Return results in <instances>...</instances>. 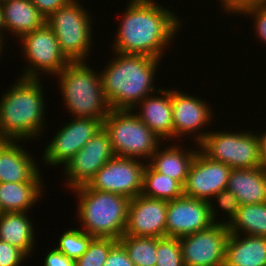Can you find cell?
I'll return each instance as SVG.
<instances>
[{
  "label": "cell",
  "mask_w": 266,
  "mask_h": 266,
  "mask_svg": "<svg viewBox=\"0 0 266 266\" xmlns=\"http://www.w3.org/2000/svg\"><path fill=\"white\" fill-rule=\"evenodd\" d=\"M117 243L116 239L93 238L86 252L75 260V266H103L109 252Z\"/></svg>",
  "instance_id": "cell-30"
},
{
  "label": "cell",
  "mask_w": 266,
  "mask_h": 266,
  "mask_svg": "<svg viewBox=\"0 0 266 266\" xmlns=\"http://www.w3.org/2000/svg\"><path fill=\"white\" fill-rule=\"evenodd\" d=\"M244 15H249L255 23L254 28L257 39L266 44V3L260 5H253L243 9L240 13Z\"/></svg>",
  "instance_id": "cell-33"
},
{
  "label": "cell",
  "mask_w": 266,
  "mask_h": 266,
  "mask_svg": "<svg viewBox=\"0 0 266 266\" xmlns=\"http://www.w3.org/2000/svg\"><path fill=\"white\" fill-rule=\"evenodd\" d=\"M33 5L47 18L71 0H31Z\"/></svg>",
  "instance_id": "cell-37"
},
{
  "label": "cell",
  "mask_w": 266,
  "mask_h": 266,
  "mask_svg": "<svg viewBox=\"0 0 266 266\" xmlns=\"http://www.w3.org/2000/svg\"><path fill=\"white\" fill-rule=\"evenodd\" d=\"M257 140L259 142V163L258 168L262 174L266 177V131L262 134L256 133Z\"/></svg>",
  "instance_id": "cell-39"
},
{
  "label": "cell",
  "mask_w": 266,
  "mask_h": 266,
  "mask_svg": "<svg viewBox=\"0 0 266 266\" xmlns=\"http://www.w3.org/2000/svg\"><path fill=\"white\" fill-rule=\"evenodd\" d=\"M168 145L164 150H156L150 158L148 164L157 172L167 175L170 178L177 180L184 186L189 168L194 160L197 149L189 148L182 150L181 145Z\"/></svg>",
  "instance_id": "cell-23"
},
{
  "label": "cell",
  "mask_w": 266,
  "mask_h": 266,
  "mask_svg": "<svg viewBox=\"0 0 266 266\" xmlns=\"http://www.w3.org/2000/svg\"><path fill=\"white\" fill-rule=\"evenodd\" d=\"M224 266H266V237L230 233Z\"/></svg>",
  "instance_id": "cell-21"
},
{
  "label": "cell",
  "mask_w": 266,
  "mask_h": 266,
  "mask_svg": "<svg viewBox=\"0 0 266 266\" xmlns=\"http://www.w3.org/2000/svg\"><path fill=\"white\" fill-rule=\"evenodd\" d=\"M221 2L222 10L229 14L230 12L233 14L240 13L243 9L253 6L260 5L266 3V0H219Z\"/></svg>",
  "instance_id": "cell-36"
},
{
  "label": "cell",
  "mask_w": 266,
  "mask_h": 266,
  "mask_svg": "<svg viewBox=\"0 0 266 266\" xmlns=\"http://www.w3.org/2000/svg\"><path fill=\"white\" fill-rule=\"evenodd\" d=\"M103 266H135L129 259L126 249L118 242L109 252Z\"/></svg>",
  "instance_id": "cell-35"
},
{
  "label": "cell",
  "mask_w": 266,
  "mask_h": 266,
  "mask_svg": "<svg viewBox=\"0 0 266 266\" xmlns=\"http://www.w3.org/2000/svg\"><path fill=\"white\" fill-rule=\"evenodd\" d=\"M171 97L173 140H178L179 137L181 138L186 134V136L191 134L194 135L195 141L198 144L208 133L206 129L204 133L201 132V129H203L202 127L204 126L206 127L207 123L209 125V121L213 118L212 108L210 109V105L206 104L205 100L203 101L185 92L171 90Z\"/></svg>",
  "instance_id": "cell-17"
},
{
  "label": "cell",
  "mask_w": 266,
  "mask_h": 266,
  "mask_svg": "<svg viewBox=\"0 0 266 266\" xmlns=\"http://www.w3.org/2000/svg\"><path fill=\"white\" fill-rule=\"evenodd\" d=\"M227 189L236 195L241 206L266 202V177L258 167L232 169Z\"/></svg>",
  "instance_id": "cell-22"
},
{
  "label": "cell",
  "mask_w": 266,
  "mask_h": 266,
  "mask_svg": "<svg viewBox=\"0 0 266 266\" xmlns=\"http://www.w3.org/2000/svg\"><path fill=\"white\" fill-rule=\"evenodd\" d=\"M141 194L149 198L170 201L183 196V186L177 180L155 171L146 162Z\"/></svg>",
  "instance_id": "cell-27"
},
{
  "label": "cell",
  "mask_w": 266,
  "mask_h": 266,
  "mask_svg": "<svg viewBox=\"0 0 266 266\" xmlns=\"http://www.w3.org/2000/svg\"><path fill=\"white\" fill-rule=\"evenodd\" d=\"M197 146L208 158L224 163L231 169L258 167L259 142L251 131H209Z\"/></svg>",
  "instance_id": "cell-8"
},
{
  "label": "cell",
  "mask_w": 266,
  "mask_h": 266,
  "mask_svg": "<svg viewBox=\"0 0 266 266\" xmlns=\"http://www.w3.org/2000/svg\"><path fill=\"white\" fill-rule=\"evenodd\" d=\"M159 95H149L140 101L132 110L137 107V117L147 125L161 140H173V117L171 89H158Z\"/></svg>",
  "instance_id": "cell-18"
},
{
  "label": "cell",
  "mask_w": 266,
  "mask_h": 266,
  "mask_svg": "<svg viewBox=\"0 0 266 266\" xmlns=\"http://www.w3.org/2000/svg\"><path fill=\"white\" fill-rule=\"evenodd\" d=\"M20 40L24 58L28 61V67L21 77L41 79V72L57 76L70 63L60 50L55 33L47 24L24 34Z\"/></svg>",
  "instance_id": "cell-9"
},
{
  "label": "cell",
  "mask_w": 266,
  "mask_h": 266,
  "mask_svg": "<svg viewBox=\"0 0 266 266\" xmlns=\"http://www.w3.org/2000/svg\"><path fill=\"white\" fill-rule=\"evenodd\" d=\"M4 39H0V55H1V53H3V51L2 50H4L2 47H3V41ZM1 57V56H0Z\"/></svg>",
  "instance_id": "cell-42"
},
{
  "label": "cell",
  "mask_w": 266,
  "mask_h": 266,
  "mask_svg": "<svg viewBox=\"0 0 266 266\" xmlns=\"http://www.w3.org/2000/svg\"><path fill=\"white\" fill-rule=\"evenodd\" d=\"M85 63L70 62L58 74L64 105L74 118L99 119L103 123L111 109L103 94L101 75Z\"/></svg>",
  "instance_id": "cell-5"
},
{
  "label": "cell",
  "mask_w": 266,
  "mask_h": 266,
  "mask_svg": "<svg viewBox=\"0 0 266 266\" xmlns=\"http://www.w3.org/2000/svg\"><path fill=\"white\" fill-rule=\"evenodd\" d=\"M2 30L5 31V25H4V20H3V11H2L1 4H0V39H5V38H3L4 37L3 36L4 31H2Z\"/></svg>",
  "instance_id": "cell-40"
},
{
  "label": "cell",
  "mask_w": 266,
  "mask_h": 266,
  "mask_svg": "<svg viewBox=\"0 0 266 266\" xmlns=\"http://www.w3.org/2000/svg\"><path fill=\"white\" fill-rule=\"evenodd\" d=\"M215 198H212L211 201L209 202L210 203V215H211V218L213 220L214 223H219V221L216 220V205L212 204L213 200L217 201L220 208H222V211H226V214H228L227 216H229V221L226 220L221 222L220 223H223V224H228L229 222H231L233 220V218L236 216L237 214V211L239 210L240 208V202L238 200V198L236 197V195L230 191L229 189H224L222 191H220L218 194H216L214 196ZM214 207H213V206Z\"/></svg>",
  "instance_id": "cell-32"
},
{
  "label": "cell",
  "mask_w": 266,
  "mask_h": 266,
  "mask_svg": "<svg viewBox=\"0 0 266 266\" xmlns=\"http://www.w3.org/2000/svg\"><path fill=\"white\" fill-rule=\"evenodd\" d=\"M213 224L209 202L184 195L168 201L166 237L181 238L205 230Z\"/></svg>",
  "instance_id": "cell-15"
},
{
  "label": "cell",
  "mask_w": 266,
  "mask_h": 266,
  "mask_svg": "<svg viewBox=\"0 0 266 266\" xmlns=\"http://www.w3.org/2000/svg\"><path fill=\"white\" fill-rule=\"evenodd\" d=\"M26 257L17 247L0 240V266H19Z\"/></svg>",
  "instance_id": "cell-34"
},
{
  "label": "cell",
  "mask_w": 266,
  "mask_h": 266,
  "mask_svg": "<svg viewBox=\"0 0 266 266\" xmlns=\"http://www.w3.org/2000/svg\"><path fill=\"white\" fill-rule=\"evenodd\" d=\"M155 266H184L179 238H157Z\"/></svg>",
  "instance_id": "cell-31"
},
{
  "label": "cell",
  "mask_w": 266,
  "mask_h": 266,
  "mask_svg": "<svg viewBox=\"0 0 266 266\" xmlns=\"http://www.w3.org/2000/svg\"><path fill=\"white\" fill-rule=\"evenodd\" d=\"M230 232L223 223L179 238L184 266H224Z\"/></svg>",
  "instance_id": "cell-11"
},
{
  "label": "cell",
  "mask_w": 266,
  "mask_h": 266,
  "mask_svg": "<svg viewBox=\"0 0 266 266\" xmlns=\"http://www.w3.org/2000/svg\"><path fill=\"white\" fill-rule=\"evenodd\" d=\"M63 233L55 248L74 260L79 259L86 252L89 243L94 238L82 229L71 228Z\"/></svg>",
  "instance_id": "cell-29"
},
{
  "label": "cell",
  "mask_w": 266,
  "mask_h": 266,
  "mask_svg": "<svg viewBox=\"0 0 266 266\" xmlns=\"http://www.w3.org/2000/svg\"><path fill=\"white\" fill-rule=\"evenodd\" d=\"M227 226L232 234L266 237V202L240 206Z\"/></svg>",
  "instance_id": "cell-26"
},
{
  "label": "cell",
  "mask_w": 266,
  "mask_h": 266,
  "mask_svg": "<svg viewBox=\"0 0 266 266\" xmlns=\"http://www.w3.org/2000/svg\"><path fill=\"white\" fill-rule=\"evenodd\" d=\"M133 110H110L103 121L115 156L135 158L145 161L160 146L161 139L145 125ZM144 157V158H143Z\"/></svg>",
  "instance_id": "cell-6"
},
{
  "label": "cell",
  "mask_w": 266,
  "mask_h": 266,
  "mask_svg": "<svg viewBox=\"0 0 266 266\" xmlns=\"http://www.w3.org/2000/svg\"><path fill=\"white\" fill-rule=\"evenodd\" d=\"M71 190L78 194L77 215L83 231L94 238L119 240L124 235L129 198L116 193L93 190L87 184Z\"/></svg>",
  "instance_id": "cell-4"
},
{
  "label": "cell",
  "mask_w": 266,
  "mask_h": 266,
  "mask_svg": "<svg viewBox=\"0 0 266 266\" xmlns=\"http://www.w3.org/2000/svg\"><path fill=\"white\" fill-rule=\"evenodd\" d=\"M43 266H75V260L68 258L56 248L49 251L44 259Z\"/></svg>",
  "instance_id": "cell-38"
},
{
  "label": "cell",
  "mask_w": 266,
  "mask_h": 266,
  "mask_svg": "<svg viewBox=\"0 0 266 266\" xmlns=\"http://www.w3.org/2000/svg\"><path fill=\"white\" fill-rule=\"evenodd\" d=\"M112 53L116 58L100 72L103 94L111 110H132L151 92L158 91L152 84L161 59Z\"/></svg>",
  "instance_id": "cell-2"
},
{
  "label": "cell",
  "mask_w": 266,
  "mask_h": 266,
  "mask_svg": "<svg viewBox=\"0 0 266 266\" xmlns=\"http://www.w3.org/2000/svg\"><path fill=\"white\" fill-rule=\"evenodd\" d=\"M128 4L113 42V52L162 59L165 47L181 28V20L153 0H131Z\"/></svg>",
  "instance_id": "cell-1"
},
{
  "label": "cell",
  "mask_w": 266,
  "mask_h": 266,
  "mask_svg": "<svg viewBox=\"0 0 266 266\" xmlns=\"http://www.w3.org/2000/svg\"><path fill=\"white\" fill-rule=\"evenodd\" d=\"M42 182L0 183V213H27L42 195ZM38 200V201H37Z\"/></svg>",
  "instance_id": "cell-25"
},
{
  "label": "cell",
  "mask_w": 266,
  "mask_h": 266,
  "mask_svg": "<svg viewBox=\"0 0 266 266\" xmlns=\"http://www.w3.org/2000/svg\"><path fill=\"white\" fill-rule=\"evenodd\" d=\"M102 128L99 119L73 118L57 131L41 158L50 167L65 165Z\"/></svg>",
  "instance_id": "cell-13"
},
{
  "label": "cell",
  "mask_w": 266,
  "mask_h": 266,
  "mask_svg": "<svg viewBox=\"0 0 266 266\" xmlns=\"http://www.w3.org/2000/svg\"><path fill=\"white\" fill-rule=\"evenodd\" d=\"M168 201L142 194L130 199L124 234L138 237H166Z\"/></svg>",
  "instance_id": "cell-16"
},
{
  "label": "cell",
  "mask_w": 266,
  "mask_h": 266,
  "mask_svg": "<svg viewBox=\"0 0 266 266\" xmlns=\"http://www.w3.org/2000/svg\"><path fill=\"white\" fill-rule=\"evenodd\" d=\"M25 212L0 213V240L20 249L28 258L34 249L35 233Z\"/></svg>",
  "instance_id": "cell-24"
},
{
  "label": "cell",
  "mask_w": 266,
  "mask_h": 266,
  "mask_svg": "<svg viewBox=\"0 0 266 266\" xmlns=\"http://www.w3.org/2000/svg\"><path fill=\"white\" fill-rule=\"evenodd\" d=\"M12 140L7 137L0 136V152L11 142Z\"/></svg>",
  "instance_id": "cell-41"
},
{
  "label": "cell",
  "mask_w": 266,
  "mask_h": 266,
  "mask_svg": "<svg viewBox=\"0 0 266 266\" xmlns=\"http://www.w3.org/2000/svg\"><path fill=\"white\" fill-rule=\"evenodd\" d=\"M231 170L226 164L197 151L183 186V195L210 202L216 194L227 188Z\"/></svg>",
  "instance_id": "cell-14"
},
{
  "label": "cell",
  "mask_w": 266,
  "mask_h": 266,
  "mask_svg": "<svg viewBox=\"0 0 266 266\" xmlns=\"http://www.w3.org/2000/svg\"><path fill=\"white\" fill-rule=\"evenodd\" d=\"M118 242L126 249L129 259L135 266H155L157 237L123 235Z\"/></svg>",
  "instance_id": "cell-28"
},
{
  "label": "cell",
  "mask_w": 266,
  "mask_h": 266,
  "mask_svg": "<svg viewBox=\"0 0 266 266\" xmlns=\"http://www.w3.org/2000/svg\"><path fill=\"white\" fill-rule=\"evenodd\" d=\"M18 142L11 141L0 152V183L42 182L32 154L28 155Z\"/></svg>",
  "instance_id": "cell-19"
},
{
  "label": "cell",
  "mask_w": 266,
  "mask_h": 266,
  "mask_svg": "<svg viewBox=\"0 0 266 266\" xmlns=\"http://www.w3.org/2000/svg\"><path fill=\"white\" fill-rule=\"evenodd\" d=\"M78 2L71 0L46 18V24L55 33L60 50L70 62L86 61L93 46L91 15Z\"/></svg>",
  "instance_id": "cell-7"
},
{
  "label": "cell",
  "mask_w": 266,
  "mask_h": 266,
  "mask_svg": "<svg viewBox=\"0 0 266 266\" xmlns=\"http://www.w3.org/2000/svg\"><path fill=\"white\" fill-rule=\"evenodd\" d=\"M114 156L109 135L102 128L63 166L68 189L88 184Z\"/></svg>",
  "instance_id": "cell-12"
},
{
  "label": "cell",
  "mask_w": 266,
  "mask_h": 266,
  "mask_svg": "<svg viewBox=\"0 0 266 266\" xmlns=\"http://www.w3.org/2000/svg\"><path fill=\"white\" fill-rule=\"evenodd\" d=\"M135 158L114 156L87 184L91 189L132 199L142 192L146 164Z\"/></svg>",
  "instance_id": "cell-10"
},
{
  "label": "cell",
  "mask_w": 266,
  "mask_h": 266,
  "mask_svg": "<svg viewBox=\"0 0 266 266\" xmlns=\"http://www.w3.org/2000/svg\"><path fill=\"white\" fill-rule=\"evenodd\" d=\"M0 4L5 30H9L18 39L46 24L45 16L31 0H0Z\"/></svg>",
  "instance_id": "cell-20"
},
{
  "label": "cell",
  "mask_w": 266,
  "mask_h": 266,
  "mask_svg": "<svg viewBox=\"0 0 266 266\" xmlns=\"http://www.w3.org/2000/svg\"><path fill=\"white\" fill-rule=\"evenodd\" d=\"M15 82L0 100V136L22 142L41 136L46 106L39 78L20 77Z\"/></svg>",
  "instance_id": "cell-3"
}]
</instances>
